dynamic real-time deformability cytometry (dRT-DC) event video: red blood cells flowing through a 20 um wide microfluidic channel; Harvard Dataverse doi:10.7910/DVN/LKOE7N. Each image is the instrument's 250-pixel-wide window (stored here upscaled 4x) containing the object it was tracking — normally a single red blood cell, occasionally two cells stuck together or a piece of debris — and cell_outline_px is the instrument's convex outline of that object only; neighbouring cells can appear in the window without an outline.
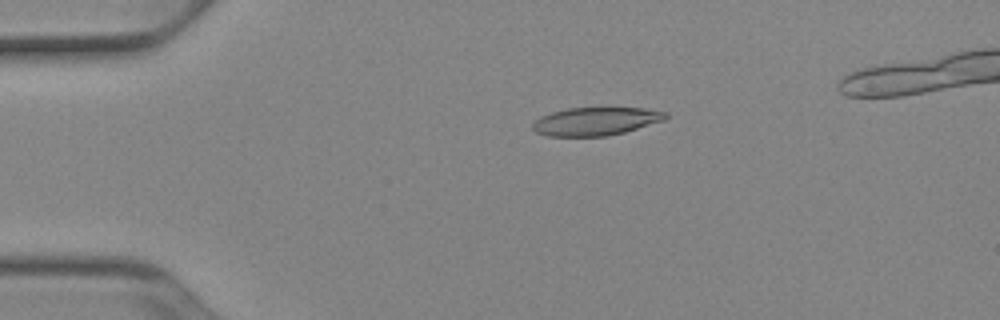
{"species": "Egyptian fruit bat (a non-hibernating species)", "species_latin": "Rousettus aegyptiacus", "temperature_condition": "cold", "stored_images_in_passage": 49, "camera_frame_rate_fps": 3000, "um_per_image_px": 0.085, "animal": {"sex": "female"}, "frame": {"image": 1, "passage_image": 11, "time_ms": 3.333, "image_size_px": [1000, 320], "cell_outline_px": [[668, 116], [664, 120], [624, 132], [608, 136], [548, 136], [536, 132], [532, 128], [532, 124], [540, 116], [552, 112], [568, 108], [644, 108], [668, 112]], "centroid_in_image_um": [50.63, 10.31], "position_along_channel_um": 34.4, "area_um2": 21.73}}
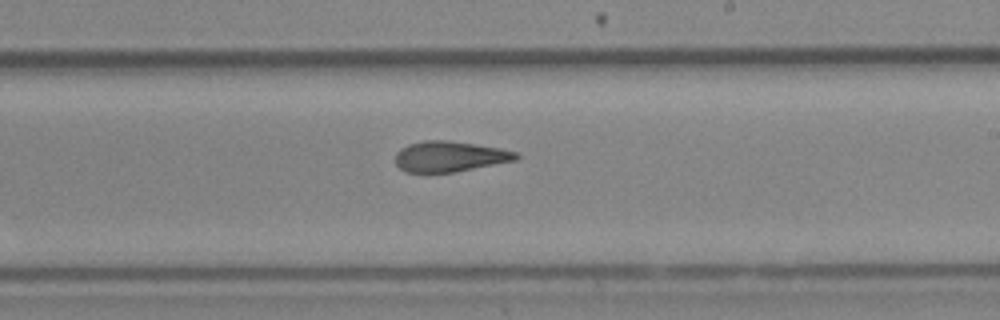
{"frame": {"image": 2, "passage_image": 31, "time_ms": 10.0, "image_size_px": [1000, 320], "cell_outline_px": [[520, 156], [516, 160], [456, 172], [428, 176], [404, 172], [396, 164], [396, 152], [400, 148], [408, 144], [424, 140], [448, 140], [500, 148], [516, 152]], "centroid_in_image_um": [38.15, 13.35], "position_along_channel_um": 250.8, "area_um2": 22.25}}
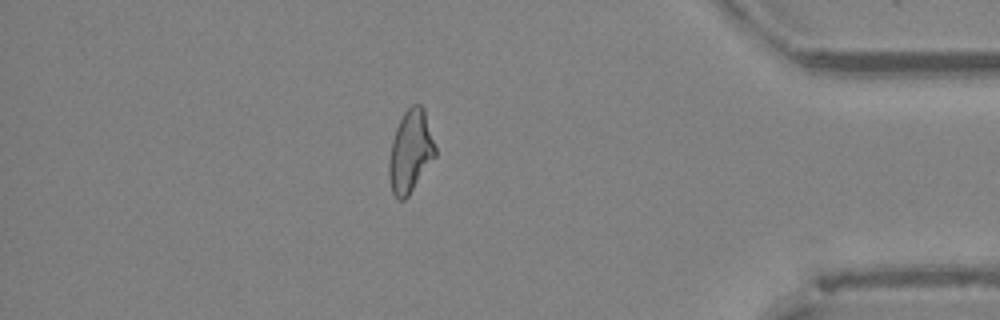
{"frame": {"image": 3, "passage_image": 45, "time_ms": 14.667, "image_size_px": [1000, 320], "cell_outline_px": [[436, 156], [408, 196], [404, 200], [396, 200], [392, 192], [388, 176], [388, 164], [392, 140], [396, 128], [404, 112], [412, 104], [420, 104], [424, 108], [436, 148]], "centroid_in_image_um": [34.88, 12.89], "position_along_channel_um": 400.3, "area_um2": 22.25}}